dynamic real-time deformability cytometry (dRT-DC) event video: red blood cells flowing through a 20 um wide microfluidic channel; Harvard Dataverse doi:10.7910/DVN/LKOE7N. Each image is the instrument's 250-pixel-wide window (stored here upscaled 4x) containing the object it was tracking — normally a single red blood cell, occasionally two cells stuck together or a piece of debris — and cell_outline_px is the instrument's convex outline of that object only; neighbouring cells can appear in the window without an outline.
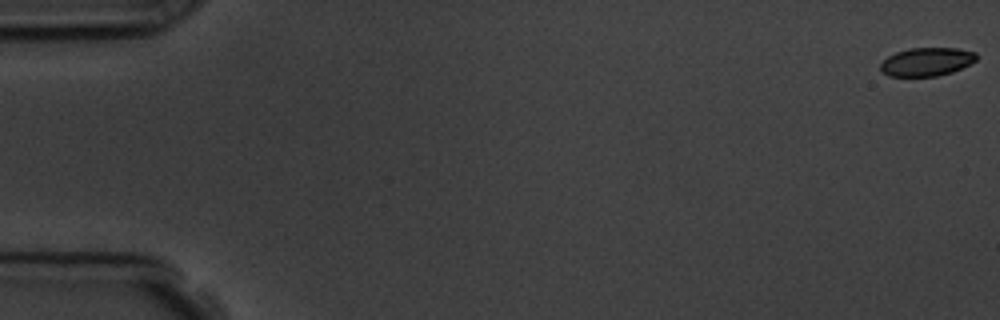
{"species": "common noctule bat (a hibernating species)", "species_latin": "Nyctalus noctula", "temperature_condition": "room temperature", "stored_images_in_passage": 57, "camera_frame_rate_fps": 3000, "um_per_image_px": 0.085, "animal": {"sex": "male", "body_mass_g": 19.5, "forearm_length_mm": 54.6}, "frame": {"image": 1, "passage_image": 1, "time_ms": 0.0, "image_size_px": [1000, 320], "cell_outline_px": [[976, 60], [952, 72], [936, 76], [888, 76], [880, 68], [880, 64], [888, 56], [896, 52], [908, 48], [956, 48], [976, 52]], "centroid_in_image_um": [78.75, 5.24], "position_along_channel_um": 6.2, "area_um2": 15.72}}
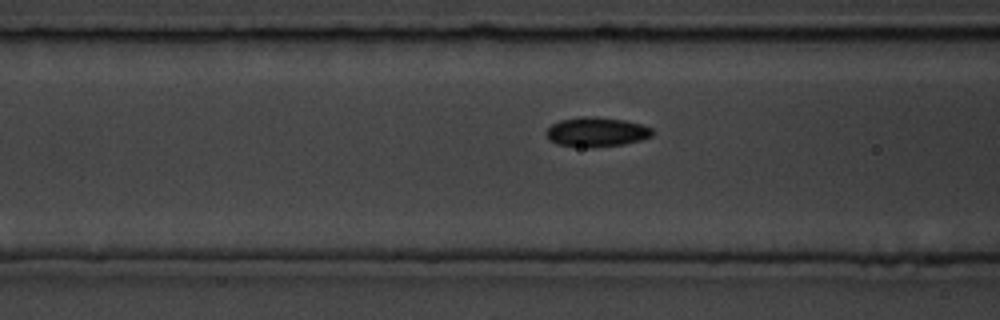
{"frame": {"image": 2, "passage_image": 23, "time_ms": 7.333, "image_size_px": [1000, 320], "cell_outline_px": [[656, 132], [652, 136], [640, 140], [624, 144], [592, 148], [588, 148], [556, 144], [548, 140], [544, 132], [552, 124], [560, 120], [580, 116], [596, 116], [624, 120], [640, 124], [652, 128]], "centroid_in_image_um": [50.68, 11.22], "position_along_channel_um": 115.9, "area_um2": 18.61}}
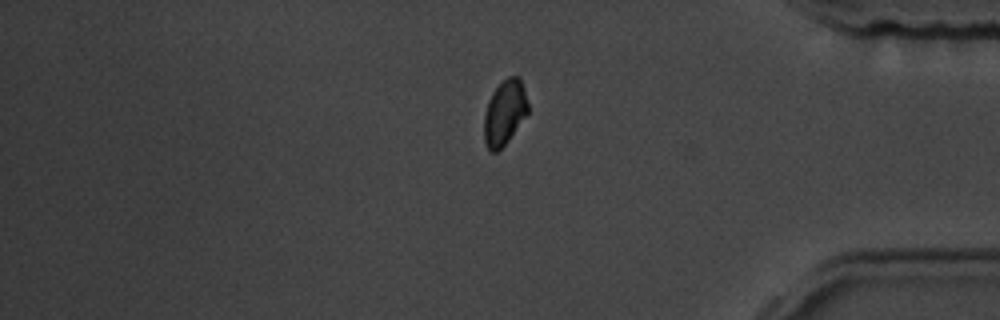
{"frame": {"image": 3, "passage_image": 48, "time_ms": 15.667, "image_size_px": [1000, 320], "cell_outline_px": [[528, 112], [508, 140], [496, 152], [492, 152], [488, 148], [484, 140], [484, 116], [488, 100], [492, 92], [508, 76], [520, 76], [524, 88], [528, 104]], "centroid_in_image_um": [42.89, 9.54], "position_along_channel_um": 392.3, "area_um2": 16.42}, "authors_computed_cell_mechanics": {"area_um2": 17.34, "velocity_mm_per_s": 3.6116, "shape_relaxation_time_tau1_ms": 1.4658, "shape_relaxation_time_tau2_ms": 3.0715, "deformation_change_tau1": 0.085, "deformation_change_tau2": 0.0605}}